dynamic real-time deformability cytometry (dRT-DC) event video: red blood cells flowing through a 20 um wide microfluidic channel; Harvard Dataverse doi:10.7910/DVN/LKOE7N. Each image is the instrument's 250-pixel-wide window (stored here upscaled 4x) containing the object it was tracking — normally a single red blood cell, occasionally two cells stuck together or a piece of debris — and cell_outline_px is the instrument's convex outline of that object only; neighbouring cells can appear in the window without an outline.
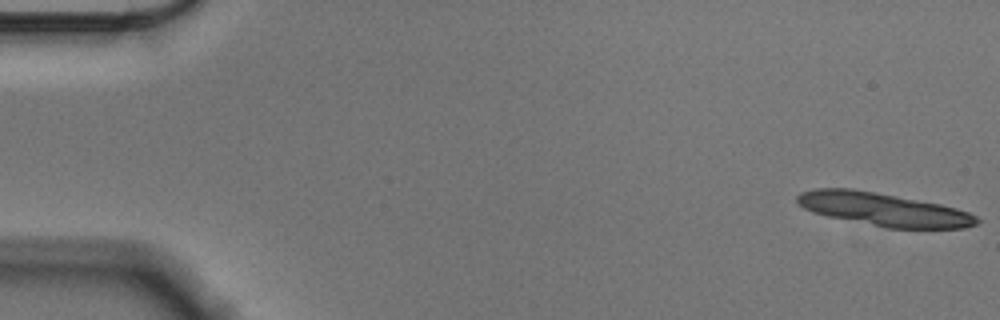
{"species": "Egyptian fruit bat (a non-hibernating species)", "species_latin": "Rousettus aegyptiacus", "temperature_condition": "cold", "stored_images_in_passage": 14, "camera_frame_rate_fps": 3000, "um_per_image_px": 0.085, "animal": {"sex": "male"}, "frame": {"image": 1, "passage_image": 1, "time_ms": 0.0, "image_size_px": [1000, 320], "cell_outline_px": [[980, 220], [976, 224], [964, 228], [888, 228], [828, 216], [812, 212], [804, 208], [796, 200], [796, 196], [800, 192], [816, 188], [852, 188], [876, 192], [940, 204], [956, 208], [968, 212], [976, 216]], "centroid_in_image_um": [75.08, 17.79], "position_along_channel_um": 9.9, "area_um2": 34.45}}